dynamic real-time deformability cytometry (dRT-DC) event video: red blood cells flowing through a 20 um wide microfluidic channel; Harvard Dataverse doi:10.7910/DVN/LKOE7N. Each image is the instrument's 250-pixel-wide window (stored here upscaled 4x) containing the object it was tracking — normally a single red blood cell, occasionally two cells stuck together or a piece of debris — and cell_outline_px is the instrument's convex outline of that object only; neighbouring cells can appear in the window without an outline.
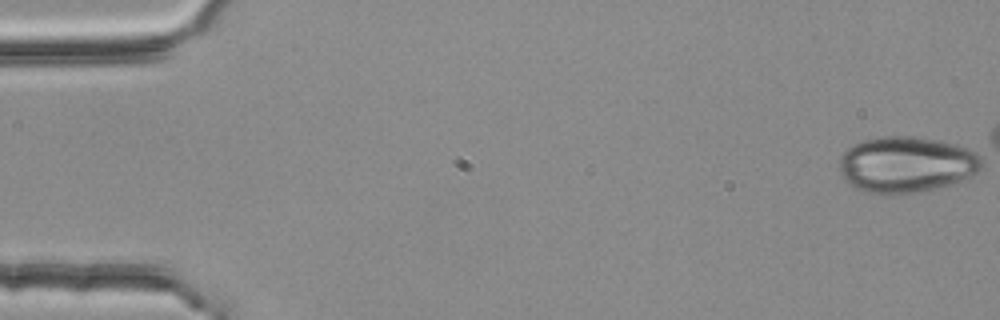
{"species": "common noctule bat (a hibernating species)", "species_latin": "Nyctalus noctula", "temperature_condition": "room temperature", "stored_images_in_passage": 48, "camera_frame_rate_fps": 3000, "um_per_image_px": 0.085, "animal": {"sex": "female", "body_mass_g": 25.1}, "frame": {"image": 1, "passage_image": 1, "time_ms": 0.0, "image_size_px": [1000, 320], "cell_outline_px": [[980, 168], [976, 172], [956, 184], [896, 196], [888, 196], [868, 192], [856, 188], [848, 184], [844, 180], [840, 172], [840, 156], [848, 148], [860, 140], [880, 136], [916, 136], [940, 140], [956, 144], [980, 152]], "centroid_in_image_um": [77.03, 13.99], "position_along_channel_um": 8.0, "area_um2": 47.34}}
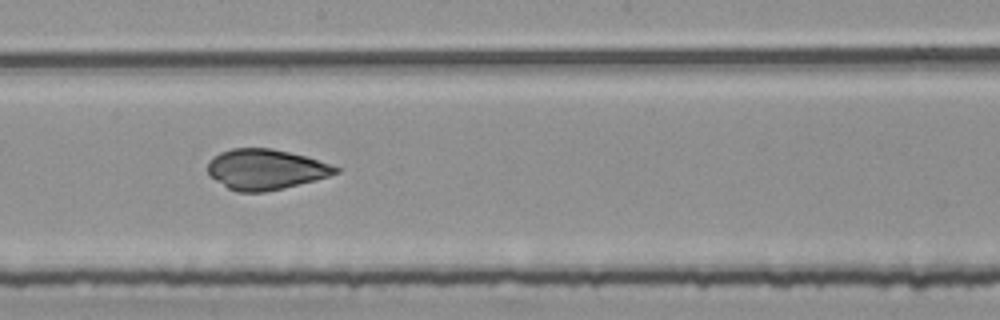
{"frame": {"image": 2, "passage_image": 30, "time_ms": 9.667, "image_size_px": [1000, 320], "cell_outline_px": [[340, 172], [316, 180], [284, 188], [264, 192], [236, 192], [228, 188], [216, 180], [208, 172], [208, 160], [212, 156], [220, 152], [232, 148], [272, 148], [304, 156], [340, 168]], "centroid_in_image_um": [22.55, 14.4], "position_along_channel_um": 225.7, "area_um2": 29.94}}
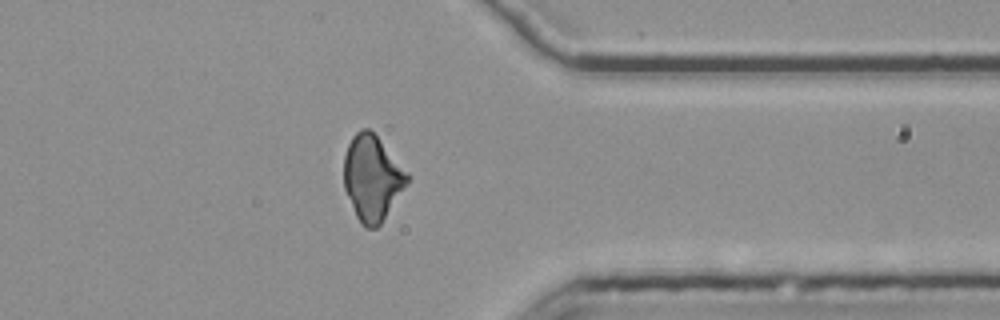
{"frame": {"image": 3, "passage_image": 43, "time_ms": 14.0, "image_size_px": [1000, 320], "cell_outline_px": [[408, 184], [380, 224], [376, 228], [364, 228], [360, 224], [356, 216], [344, 188], [344, 156], [348, 144], [352, 136], [360, 128], [368, 128], [376, 136], [408, 172]], "centroid_in_image_um": [31.62, 15.14], "position_along_channel_um": 379.8, "area_um2": 31.33}}